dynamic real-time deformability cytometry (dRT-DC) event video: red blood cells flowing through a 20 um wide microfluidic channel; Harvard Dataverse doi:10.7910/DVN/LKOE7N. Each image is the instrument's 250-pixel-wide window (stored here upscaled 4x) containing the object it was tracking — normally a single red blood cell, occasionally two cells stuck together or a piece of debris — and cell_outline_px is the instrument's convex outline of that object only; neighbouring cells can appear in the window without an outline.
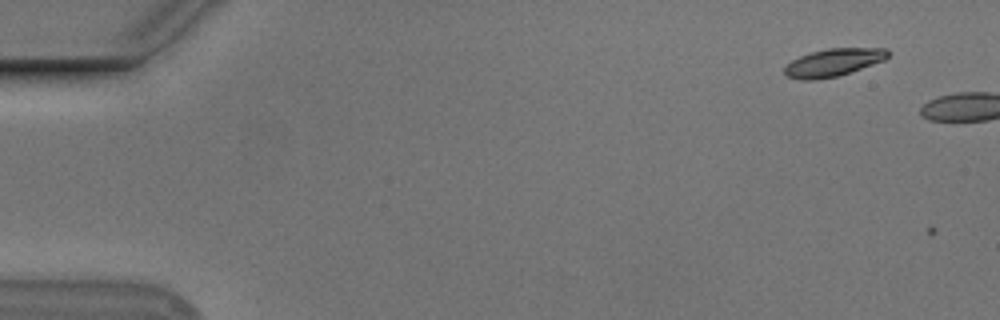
{"species": "Egyptian fruit bat (a non-hibernating species)", "species_latin": "Rousettus aegyptiacus", "temperature_condition": "cold", "stored_images_in_passage": 3, "camera_frame_rate_fps": 3000, "um_per_image_px": 0.085, "animal": {"sex": "male"}, "frame": {"image": 1, "passage_image": 2, "time_ms": 0.333, "image_size_px": [1000, 320], "cell_outline_px": [[888, 56], [884, 60], [836, 76], [812, 80], [800, 80], [784, 76], [784, 68], [792, 60], [800, 56], [812, 52], [828, 48], [888, 48]], "centroid_in_image_um": [70.79, 5.31], "position_along_channel_um": 14.2, "area_um2": 16.42}}